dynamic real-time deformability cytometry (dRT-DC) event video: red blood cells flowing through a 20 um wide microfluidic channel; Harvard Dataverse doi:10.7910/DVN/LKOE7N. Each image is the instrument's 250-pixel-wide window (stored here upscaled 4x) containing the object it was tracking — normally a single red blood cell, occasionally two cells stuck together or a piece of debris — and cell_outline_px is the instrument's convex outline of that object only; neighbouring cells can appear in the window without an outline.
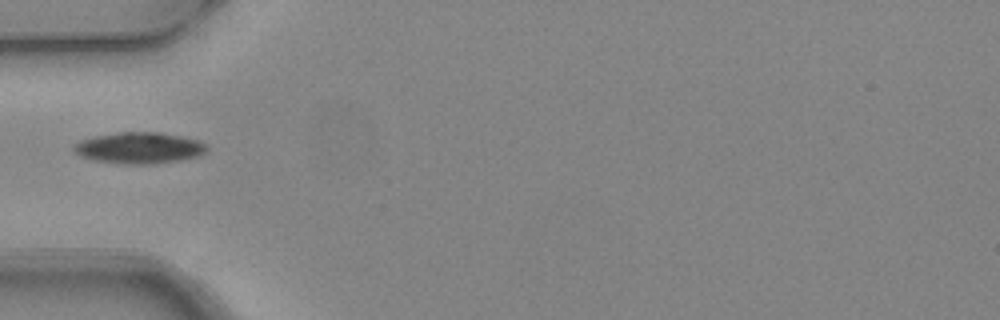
{"species": "common noctule bat (a hibernating species)", "species_latin": "Nyctalus noctula", "temperature_condition": "warm", "stored_images_in_passage": 4, "camera_frame_rate_fps": 3000, "um_per_image_px": 0.085, "animal": {"sex": "female", "body_mass_g": 24.6, "forearm_length_mm": 56.2}, "frame": {"image": 1, "passage_image": 3, "time_ms": 0.667, "image_size_px": [1000, 320], "cell_outline_px": [[208, 148], [204, 152], [196, 156], [180, 160], [152, 164], [120, 164], [96, 160], [80, 156], [72, 148], [80, 140], [92, 136], [120, 132], [160, 132], [184, 136], [208, 144]], "centroid_in_image_um": [11.84, 12.56], "position_along_channel_um": 73.2, "area_um2": 24.28}}
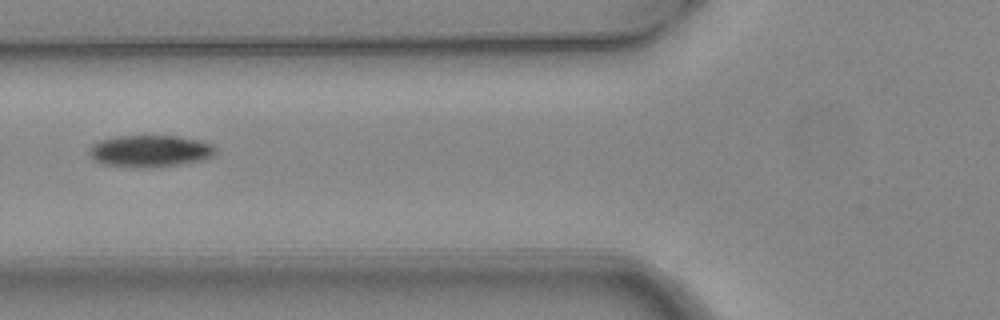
{"frame": {"image": 2, "passage_image": 4, "time_ms": 1.0, "image_size_px": [1000, 320], "cell_outline_px": [[216, 152], [212, 156], [204, 160], [180, 164], [140, 168], [132, 168], [104, 164], [92, 160], [88, 152], [88, 148], [92, 144], [100, 140], [116, 136], [176, 136], [200, 140], [212, 144], [216, 148]], "centroid_in_image_um": [12.72, 12.84], "position_along_channel_um": 113.1, "area_um2": 23.7}}